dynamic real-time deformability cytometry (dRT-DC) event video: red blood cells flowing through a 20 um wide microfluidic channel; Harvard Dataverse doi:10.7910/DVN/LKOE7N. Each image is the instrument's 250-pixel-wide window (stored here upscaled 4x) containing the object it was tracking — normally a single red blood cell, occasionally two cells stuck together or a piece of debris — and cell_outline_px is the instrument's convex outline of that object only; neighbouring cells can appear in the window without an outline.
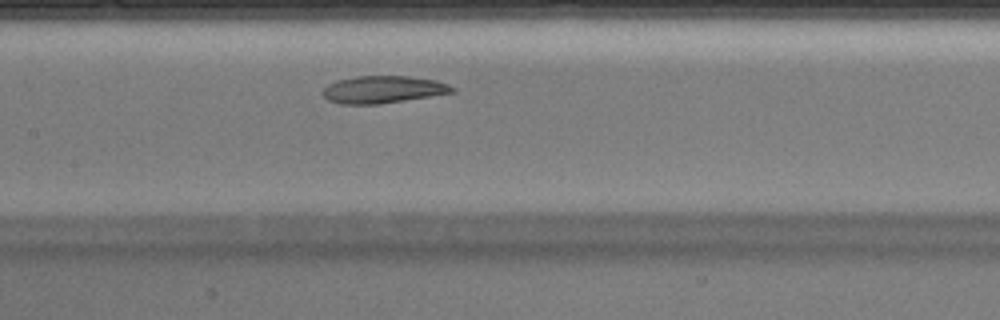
{"species": "Egyptian fruit bat (a non-hibernating species)", "species_latin": "Rousettus aegyptiacus", "temperature_condition": "warm", "stored_images_in_passage": 27, "camera_frame_rate_fps": 3000, "um_per_image_px": 0.085, "animal": {"sex": "male"}, "frame": {"image": 1, "passage_image": 12, "time_ms": 3.667, "image_size_px": [1000, 320], "cell_outline_px": [[456, 92], [380, 104], [340, 104], [328, 100], [324, 96], [324, 88], [328, 84], [340, 80], [356, 76], [408, 76], [436, 80], [448, 84], [456, 88]], "centroid_in_image_um": [32.6, 7.61], "position_along_channel_um": 174.8, "area_um2": 20.52}}